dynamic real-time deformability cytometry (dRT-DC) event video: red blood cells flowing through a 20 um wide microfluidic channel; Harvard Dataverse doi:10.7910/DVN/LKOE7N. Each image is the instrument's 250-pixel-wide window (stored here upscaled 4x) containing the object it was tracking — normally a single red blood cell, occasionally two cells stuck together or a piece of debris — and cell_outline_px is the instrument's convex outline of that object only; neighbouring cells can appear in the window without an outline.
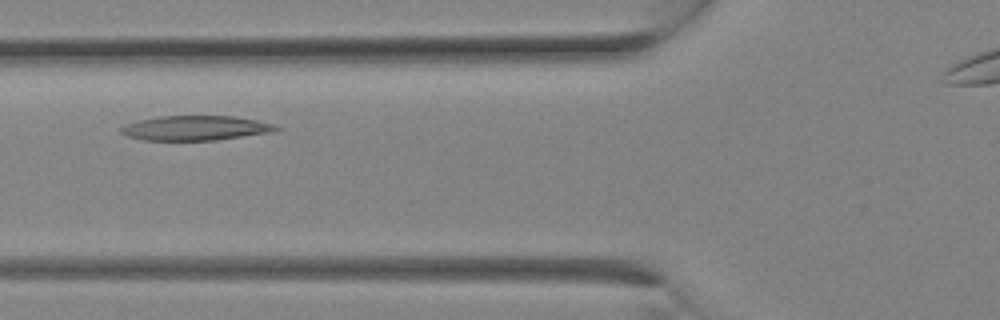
{"species": "Egyptian fruit bat (a non-hibernating species)", "species_latin": "Rousettus aegyptiacus", "temperature_condition": "room temperature", "stored_images_in_passage": 12, "camera_frame_rate_fps": 3000, "um_per_image_px": 0.085, "animal": {"sex": "female"}, "frame": {"image": 1, "passage_image": 6, "time_ms": 1.667, "image_size_px": [1000, 320], "cell_outline_px": [[280, 128], [276, 132], [216, 140], [144, 140], [128, 136], [120, 132], [120, 128], [124, 124], [140, 120], [160, 116], [232, 116], [256, 120], [276, 124]], "centroid_in_image_um": [16.66, 10.88], "position_along_channel_um": 109.1, "area_um2": 22.37}}
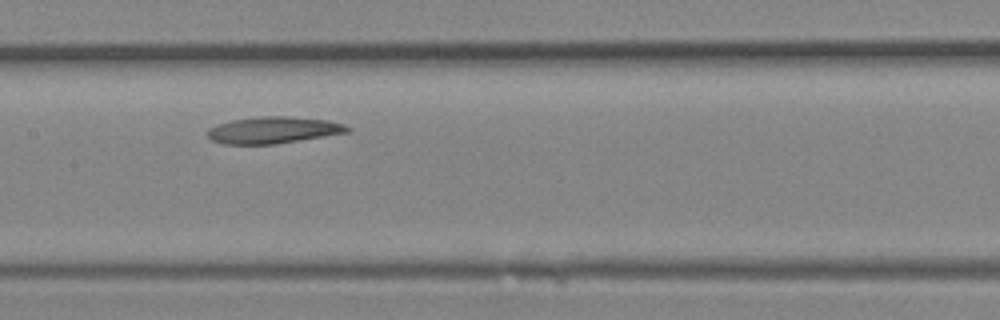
{"frame": {"image": 2, "passage_image": 9, "time_ms": 2.667, "image_size_px": [1000, 320], "cell_outline_px": [[352, 132], [276, 144], [224, 144], [212, 140], [204, 132], [208, 128], [216, 124], [232, 120], [256, 116], [288, 116], [328, 120], [344, 124], [352, 128]], "centroid_in_image_um": [23.24, 11.05], "position_along_channel_um": 184.2, "area_um2": 22.14}}
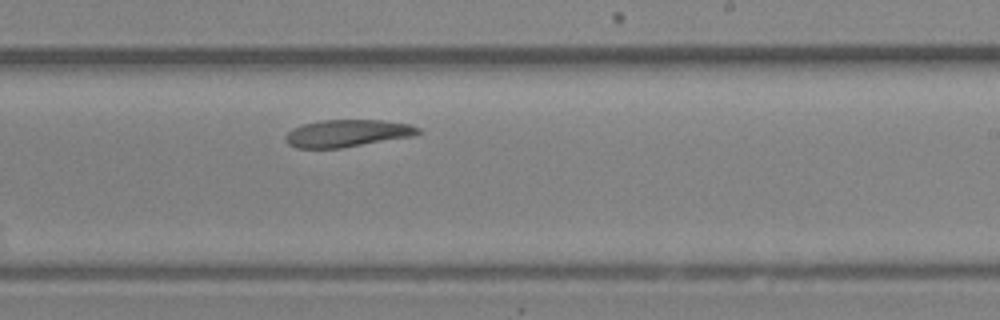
{"frame": {"image": 3, "passage_image": 12, "time_ms": 3.667, "image_size_px": [1000, 320], "cell_outline_px": [[424, 132], [416, 136], [340, 148], [296, 148], [288, 144], [284, 140], [284, 136], [292, 128], [304, 124], [320, 120], [384, 120], [412, 124], [420, 128]], "centroid_in_image_um": [29.57, 11.32], "position_along_channel_um": 259.4, "area_um2": 21.44}}